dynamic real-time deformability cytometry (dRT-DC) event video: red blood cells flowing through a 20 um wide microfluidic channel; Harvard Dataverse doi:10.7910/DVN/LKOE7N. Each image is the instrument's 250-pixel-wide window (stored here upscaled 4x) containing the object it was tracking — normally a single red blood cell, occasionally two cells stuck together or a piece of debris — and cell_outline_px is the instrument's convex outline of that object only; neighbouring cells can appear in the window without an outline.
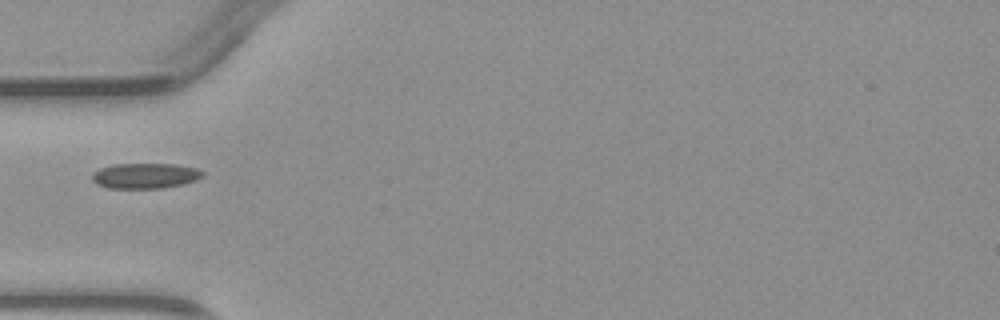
{"species": "common noctule bat (a hibernating species)", "species_latin": "Nyctalus noctula", "temperature_condition": "warm", "stored_images_in_passage": 4, "camera_frame_rate_fps": 3000, "um_per_image_px": 0.085, "animal": {"sex": "male", "body_mass_g": 23.1, "forearm_length_mm": 52.7}, "frame": {"image": 1, "passage_image": 4, "time_ms": 4.333, "image_size_px": [1000, 320], "cell_outline_px": [[204, 176], [196, 180], [184, 184], [160, 188], [108, 188], [96, 184], [92, 180], [92, 172], [100, 168], [112, 164], [176, 164], [196, 168], [204, 172]], "centroid_in_image_um": [12.33, 14.94], "position_along_channel_um": 72.7, "area_um2": 16.47}}